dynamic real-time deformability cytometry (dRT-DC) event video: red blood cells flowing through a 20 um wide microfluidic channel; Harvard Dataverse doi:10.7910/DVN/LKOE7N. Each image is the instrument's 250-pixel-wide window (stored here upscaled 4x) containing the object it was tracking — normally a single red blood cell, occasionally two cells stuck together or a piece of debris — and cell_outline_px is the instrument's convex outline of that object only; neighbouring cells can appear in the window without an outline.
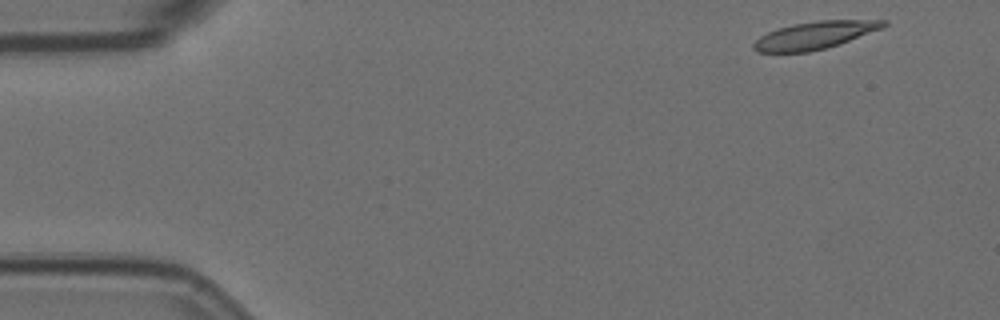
{"species": "Egyptian fruit bat (a non-hibernating species)", "species_latin": "Rousettus aegyptiacus", "temperature_condition": "room temperature", "stored_images_in_passage": 6, "camera_frame_rate_fps": 3000, "um_per_image_px": 0.085, "animal": {"sex": "female"}, "frame": {"image": 1, "passage_image": 1, "time_ms": 0.0, "image_size_px": [1000, 320], "cell_outline_px": [[888, 24], [884, 28], [840, 44], [808, 52], [756, 52], [752, 48], [752, 44], [760, 36], [768, 32], [792, 24], [820, 20], [888, 20]], "centroid_in_image_um": [69.29, 2.99], "position_along_channel_um": 15.7, "area_um2": 20.87}}
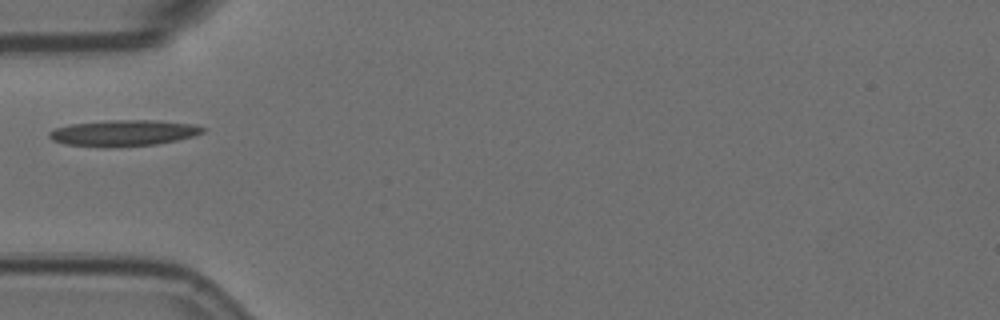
{"frame": {"image": 2, "passage_image": 5, "time_ms": 1.333, "image_size_px": [1000, 320], "cell_outline_px": [[204, 132], [192, 136], [176, 140], [156, 144], [104, 148], [64, 144], [52, 140], [48, 136], [48, 132], [56, 128], [72, 124], [108, 120], [156, 120], [196, 124], [204, 128]], "centroid_in_image_um": [10.47, 11.31], "position_along_channel_um": 74.5, "area_um2": 23.47}}
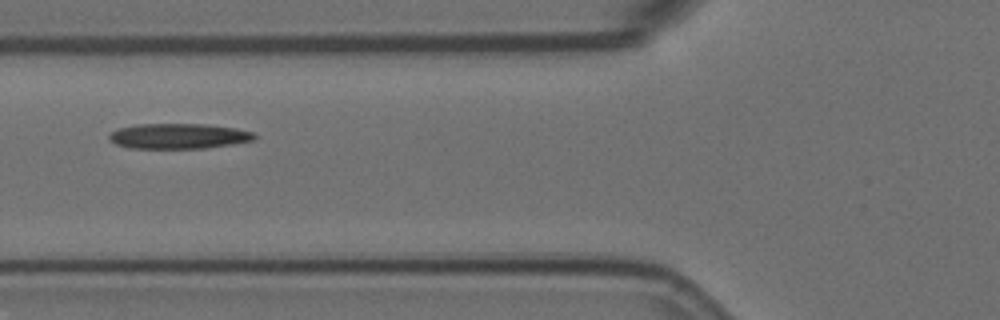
{"frame": {"image": 3, "passage_image": 6, "time_ms": 1.667, "image_size_px": [1000, 320], "cell_outline_px": [[256, 136], [252, 140], [232, 144], [204, 148], [128, 148], [116, 144], [108, 140], [108, 136], [112, 132], [120, 128], [136, 124], [204, 124], [236, 128], [252, 132]], "centroid_in_image_um": [15.14, 11.57], "position_along_channel_um": 110.7, "area_um2": 21.27}}